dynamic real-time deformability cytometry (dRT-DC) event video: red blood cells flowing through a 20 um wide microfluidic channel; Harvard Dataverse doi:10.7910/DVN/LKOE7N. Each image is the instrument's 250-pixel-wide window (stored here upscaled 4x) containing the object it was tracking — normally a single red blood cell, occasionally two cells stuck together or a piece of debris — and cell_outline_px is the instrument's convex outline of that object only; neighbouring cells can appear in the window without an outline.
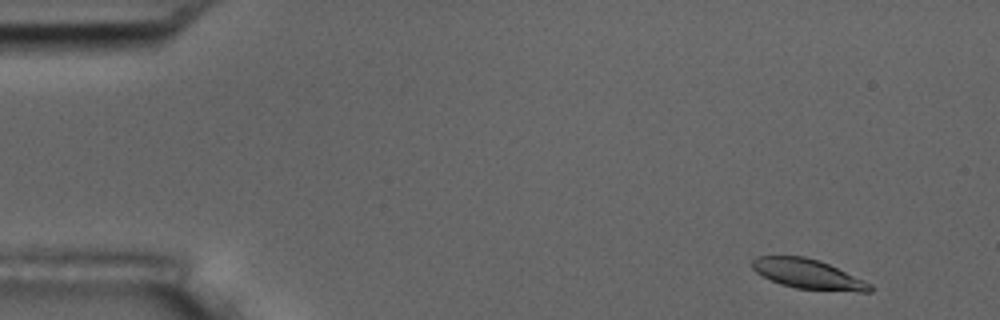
{"species": "common noctule bat (a hibernating species)", "species_latin": "Nyctalus noctula", "temperature_condition": "room temperature", "stored_images_in_passage": 9, "camera_frame_rate_fps": 3000, "um_per_image_px": 0.085, "animal": {"sex": "male", "body_mass_g": 17.5, "forearm_length_mm": 52.3}, "frame": {"image": 1, "passage_image": 1, "time_ms": 0.0, "image_size_px": [1000, 320], "cell_outline_px": [[876, 288], [872, 292], [860, 292], [796, 288], [780, 284], [756, 272], [752, 268], [752, 260], [756, 256], [804, 256], [820, 260], [864, 280], [872, 284]], "centroid_in_image_um": [68.72, 23.3], "position_along_channel_um": 16.3, "area_um2": 20.4}}
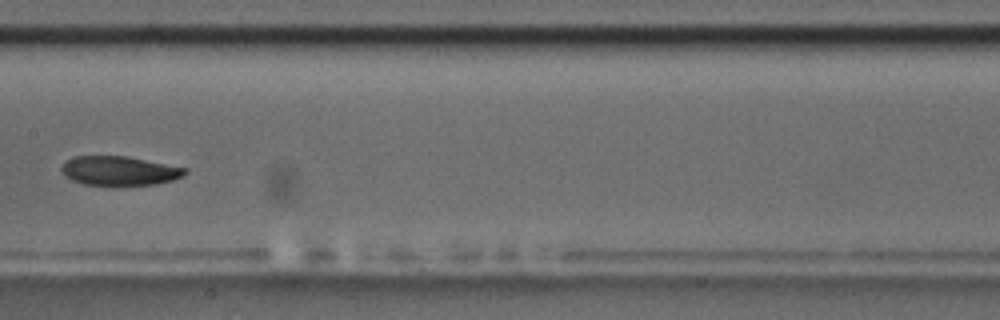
{"frame": {"image": 2, "passage_image": 7, "time_ms": 8.0, "image_size_px": [1000, 320], "cell_outline_px": [[188, 172], [184, 176], [172, 180], [156, 184], [84, 184], [72, 180], [64, 176], [60, 168], [64, 160], [76, 156], [128, 156], [188, 168]], "centroid_in_image_um": [10.15, 14.49], "position_along_channel_um": 197.3, "area_um2": 20.98}}
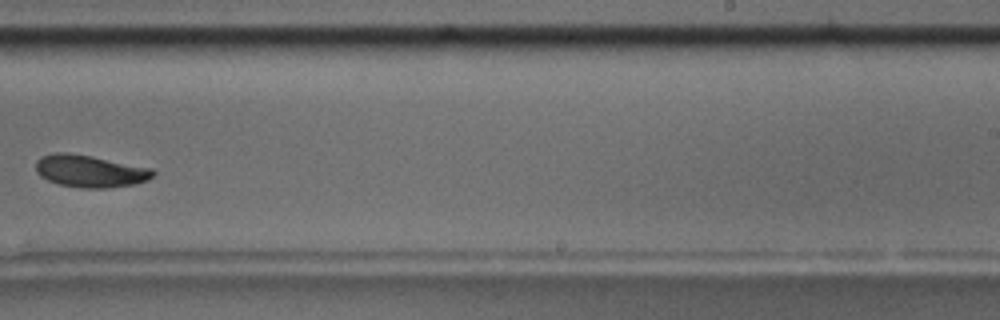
{"frame": {"image": 3, "passage_image": 9, "time_ms": 10.333, "image_size_px": [1000, 320], "cell_outline_px": [[156, 172], [148, 180], [136, 184], [108, 188], [80, 188], [60, 184], [48, 180], [40, 176], [36, 172], [36, 160], [40, 156], [52, 152], [68, 152], [92, 156], [152, 168]], "centroid_in_image_um": [7.64, 14.54], "position_along_channel_um": 281.4, "area_um2": 22.25}}